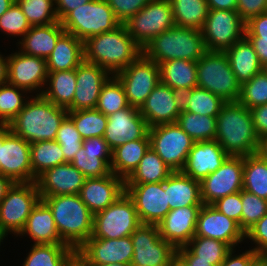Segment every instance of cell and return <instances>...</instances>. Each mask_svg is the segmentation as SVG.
Segmentation results:
<instances>
[{
	"label": "cell",
	"instance_id": "cell-1",
	"mask_svg": "<svg viewBox=\"0 0 267 266\" xmlns=\"http://www.w3.org/2000/svg\"><path fill=\"white\" fill-rule=\"evenodd\" d=\"M216 121L215 140L228 156L245 157L257 153L259 137L247 107L239 101L225 102Z\"/></svg>",
	"mask_w": 267,
	"mask_h": 266
},
{
	"label": "cell",
	"instance_id": "cell-2",
	"mask_svg": "<svg viewBox=\"0 0 267 266\" xmlns=\"http://www.w3.org/2000/svg\"><path fill=\"white\" fill-rule=\"evenodd\" d=\"M84 61L97 64L115 75L133 63L142 48L130 36L124 24L113 31L92 36L83 42Z\"/></svg>",
	"mask_w": 267,
	"mask_h": 266
},
{
	"label": "cell",
	"instance_id": "cell-3",
	"mask_svg": "<svg viewBox=\"0 0 267 266\" xmlns=\"http://www.w3.org/2000/svg\"><path fill=\"white\" fill-rule=\"evenodd\" d=\"M32 96V97H31ZM68 110L48 101L43 95H30L18 115L8 124L9 130L30 144L55 140Z\"/></svg>",
	"mask_w": 267,
	"mask_h": 266
},
{
	"label": "cell",
	"instance_id": "cell-4",
	"mask_svg": "<svg viewBox=\"0 0 267 266\" xmlns=\"http://www.w3.org/2000/svg\"><path fill=\"white\" fill-rule=\"evenodd\" d=\"M40 198L52 210L61 240L77 251L93 234L94 214L79 194Z\"/></svg>",
	"mask_w": 267,
	"mask_h": 266
},
{
	"label": "cell",
	"instance_id": "cell-5",
	"mask_svg": "<svg viewBox=\"0 0 267 266\" xmlns=\"http://www.w3.org/2000/svg\"><path fill=\"white\" fill-rule=\"evenodd\" d=\"M206 51L200 30L174 25L146 44L142 54L159 65L173 59L197 62Z\"/></svg>",
	"mask_w": 267,
	"mask_h": 266
},
{
	"label": "cell",
	"instance_id": "cell-6",
	"mask_svg": "<svg viewBox=\"0 0 267 266\" xmlns=\"http://www.w3.org/2000/svg\"><path fill=\"white\" fill-rule=\"evenodd\" d=\"M197 86L210 91L225 102L238 101L241 85L223 51L207 50L197 61Z\"/></svg>",
	"mask_w": 267,
	"mask_h": 266
},
{
	"label": "cell",
	"instance_id": "cell-7",
	"mask_svg": "<svg viewBox=\"0 0 267 266\" xmlns=\"http://www.w3.org/2000/svg\"><path fill=\"white\" fill-rule=\"evenodd\" d=\"M60 23L67 33L83 42L121 25L106 0H91L68 12Z\"/></svg>",
	"mask_w": 267,
	"mask_h": 266
},
{
	"label": "cell",
	"instance_id": "cell-8",
	"mask_svg": "<svg viewBox=\"0 0 267 266\" xmlns=\"http://www.w3.org/2000/svg\"><path fill=\"white\" fill-rule=\"evenodd\" d=\"M40 199L36 182L12 185L0 203V240L9 233L18 237Z\"/></svg>",
	"mask_w": 267,
	"mask_h": 266
},
{
	"label": "cell",
	"instance_id": "cell-9",
	"mask_svg": "<svg viewBox=\"0 0 267 266\" xmlns=\"http://www.w3.org/2000/svg\"><path fill=\"white\" fill-rule=\"evenodd\" d=\"M141 224L133 200L124 192L105 210L94 214L90 238L119 239L130 236Z\"/></svg>",
	"mask_w": 267,
	"mask_h": 266
},
{
	"label": "cell",
	"instance_id": "cell-10",
	"mask_svg": "<svg viewBox=\"0 0 267 266\" xmlns=\"http://www.w3.org/2000/svg\"><path fill=\"white\" fill-rule=\"evenodd\" d=\"M152 148L172 171H181L195 141L174 123L149 128Z\"/></svg>",
	"mask_w": 267,
	"mask_h": 266
},
{
	"label": "cell",
	"instance_id": "cell-11",
	"mask_svg": "<svg viewBox=\"0 0 267 266\" xmlns=\"http://www.w3.org/2000/svg\"><path fill=\"white\" fill-rule=\"evenodd\" d=\"M124 25L130 36L143 49L153 38L175 25L170 1H150L124 22Z\"/></svg>",
	"mask_w": 267,
	"mask_h": 266
},
{
	"label": "cell",
	"instance_id": "cell-12",
	"mask_svg": "<svg viewBox=\"0 0 267 266\" xmlns=\"http://www.w3.org/2000/svg\"><path fill=\"white\" fill-rule=\"evenodd\" d=\"M246 22L236 10H210L201 29L209 51H225L245 37Z\"/></svg>",
	"mask_w": 267,
	"mask_h": 266
},
{
	"label": "cell",
	"instance_id": "cell-13",
	"mask_svg": "<svg viewBox=\"0 0 267 266\" xmlns=\"http://www.w3.org/2000/svg\"><path fill=\"white\" fill-rule=\"evenodd\" d=\"M114 76L122 84L128 104L140 109L152 90L160 83V68L153 60L141 54Z\"/></svg>",
	"mask_w": 267,
	"mask_h": 266
},
{
	"label": "cell",
	"instance_id": "cell-14",
	"mask_svg": "<svg viewBox=\"0 0 267 266\" xmlns=\"http://www.w3.org/2000/svg\"><path fill=\"white\" fill-rule=\"evenodd\" d=\"M134 255L131 265L169 266L177 249L165 241L156 224H140L130 235Z\"/></svg>",
	"mask_w": 267,
	"mask_h": 266
},
{
	"label": "cell",
	"instance_id": "cell-15",
	"mask_svg": "<svg viewBox=\"0 0 267 266\" xmlns=\"http://www.w3.org/2000/svg\"><path fill=\"white\" fill-rule=\"evenodd\" d=\"M0 173L14 183L36 182L30 161V143L13 134L3 125V141L0 145Z\"/></svg>",
	"mask_w": 267,
	"mask_h": 266
},
{
	"label": "cell",
	"instance_id": "cell-16",
	"mask_svg": "<svg viewBox=\"0 0 267 266\" xmlns=\"http://www.w3.org/2000/svg\"><path fill=\"white\" fill-rule=\"evenodd\" d=\"M244 157L229 156L222 166L200 181L201 198L204 205H212L243 188Z\"/></svg>",
	"mask_w": 267,
	"mask_h": 266
},
{
	"label": "cell",
	"instance_id": "cell-17",
	"mask_svg": "<svg viewBox=\"0 0 267 266\" xmlns=\"http://www.w3.org/2000/svg\"><path fill=\"white\" fill-rule=\"evenodd\" d=\"M47 76L46 59L25 54L20 50L8 55L7 83L10 85L28 93L37 92L35 95H42Z\"/></svg>",
	"mask_w": 267,
	"mask_h": 266
},
{
	"label": "cell",
	"instance_id": "cell-18",
	"mask_svg": "<svg viewBox=\"0 0 267 266\" xmlns=\"http://www.w3.org/2000/svg\"><path fill=\"white\" fill-rule=\"evenodd\" d=\"M125 192L133 200L141 224H158L170 211L164 181L125 184Z\"/></svg>",
	"mask_w": 267,
	"mask_h": 266
},
{
	"label": "cell",
	"instance_id": "cell-19",
	"mask_svg": "<svg viewBox=\"0 0 267 266\" xmlns=\"http://www.w3.org/2000/svg\"><path fill=\"white\" fill-rule=\"evenodd\" d=\"M108 122L103 138L111 150L142 138H149V126L140 110L133 106L107 116Z\"/></svg>",
	"mask_w": 267,
	"mask_h": 266
},
{
	"label": "cell",
	"instance_id": "cell-20",
	"mask_svg": "<svg viewBox=\"0 0 267 266\" xmlns=\"http://www.w3.org/2000/svg\"><path fill=\"white\" fill-rule=\"evenodd\" d=\"M134 255L131 236L119 239L89 238L76 256L85 264H130Z\"/></svg>",
	"mask_w": 267,
	"mask_h": 266
},
{
	"label": "cell",
	"instance_id": "cell-21",
	"mask_svg": "<svg viewBox=\"0 0 267 266\" xmlns=\"http://www.w3.org/2000/svg\"><path fill=\"white\" fill-rule=\"evenodd\" d=\"M195 236L220 240L236 248L245 239V232L213 205L203 204L198 213Z\"/></svg>",
	"mask_w": 267,
	"mask_h": 266
},
{
	"label": "cell",
	"instance_id": "cell-22",
	"mask_svg": "<svg viewBox=\"0 0 267 266\" xmlns=\"http://www.w3.org/2000/svg\"><path fill=\"white\" fill-rule=\"evenodd\" d=\"M111 74L98 66L83 61L76 68V89L68 111L96 109L102 86Z\"/></svg>",
	"mask_w": 267,
	"mask_h": 266
},
{
	"label": "cell",
	"instance_id": "cell-23",
	"mask_svg": "<svg viewBox=\"0 0 267 266\" xmlns=\"http://www.w3.org/2000/svg\"><path fill=\"white\" fill-rule=\"evenodd\" d=\"M201 206L170 210L157 224L160 236L176 249L186 246L195 236L197 217Z\"/></svg>",
	"mask_w": 267,
	"mask_h": 266
},
{
	"label": "cell",
	"instance_id": "cell-24",
	"mask_svg": "<svg viewBox=\"0 0 267 266\" xmlns=\"http://www.w3.org/2000/svg\"><path fill=\"white\" fill-rule=\"evenodd\" d=\"M125 192V180L114 173L86 178L80 191L81 200L96 214L105 210Z\"/></svg>",
	"mask_w": 267,
	"mask_h": 266
},
{
	"label": "cell",
	"instance_id": "cell-25",
	"mask_svg": "<svg viewBox=\"0 0 267 266\" xmlns=\"http://www.w3.org/2000/svg\"><path fill=\"white\" fill-rule=\"evenodd\" d=\"M228 157L216 140L195 142L181 172L201 181L219 169Z\"/></svg>",
	"mask_w": 267,
	"mask_h": 266
},
{
	"label": "cell",
	"instance_id": "cell-26",
	"mask_svg": "<svg viewBox=\"0 0 267 266\" xmlns=\"http://www.w3.org/2000/svg\"><path fill=\"white\" fill-rule=\"evenodd\" d=\"M86 177L71 163H64L46 170L36 184L40 196L80 194Z\"/></svg>",
	"mask_w": 267,
	"mask_h": 266
},
{
	"label": "cell",
	"instance_id": "cell-27",
	"mask_svg": "<svg viewBox=\"0 0 267 266\" xmlns=\"http://www.w3.org/2000/svg\"><path fill=\"white\" fill-rule=\"evenodd\" d=\"M139 110L149 127L174 123L181 113L173 99L172 88L162 82L152 90Z\"/></svg>",
	"mask_w": 267,
	"mask_h": 266
},
{
	"label": "cell",
	"instance_id": "cell-28",
	"mask_svg": "<svg viewBox=\"0 0 267 266\" xmlns=\"http://www.w3.org/2000/svg\"><path fill=\"white\" fill-rule=\"evenodd\" d=\"M27 235L34 241L33 244H65L58 234L52 210L42 199L32 209L18 236Z\"/></svg>",
	"mask_w": 267,
	"mask_h": 266
},
{
	"label": "cell",
	"instance_id": "cell-29",
	"mask_svg": "<svg viewBox=\"0 0 267 266\" xmlns=\"http://www.w3.org/2000/svg\"><path fill=\"white\" fill-rule=\"evenodd\" d=\"M65 32L60 21L47 25L31 26L22 39L17 42L20 47L18 49L25 54L47 59L58 39Z\"/></svg>",
	"mask_w": 267,
	"mask_h": 266
},
{
	"label": "cell",
	"instance_id": "cell-30",
	"mask_svg": "<svg viewBox=\"0 0 267 266\" xmlns=\"http://www.w3.org/2000/svg\"><path fill=\"white\" fill-rule=\"evenodd\" d=\"M164 189L170 210L188 206H202L200 181L190 178L181 171H174L164 180Z\"/></svg>",
	"mask_w": 267,
	"mask_h": 266
},
{
	"label": "cell",
	"instance_id": "cell-31",
	"mask_svg": "<svg viewBox=\"0 0 267 266\" xmlns=\"http://www.w3.org/2000/svg\"><path fill=\"white\" fill-rule=\"evenodd\" d=\"M83 61V41L65 32L46 59L47 72L76 69Z\"/></svg>",
	"mask_w": 267,
	"mask_h": 266
},
{
	"label": "cell",
	"instance_id": "cell-32",
	"mask_svg": "<svg viewBox=\"0 0 267 266\" xmlns=\"http://www.w3.org/2000/svg\"><path fill=\"white\" fill-rule=\"evenodd\" d=\"M224 52L240 85L263 70L253 46L246 37L234 43Z\"/></svg>",
	"mask_w": 267,
	"mask_h": 266
},
{
	"label": "cell",
	"instance_id": "cell-33",
	"mask_svg": "<svg viewBox=\"0 0 267 266\" xmlns=\"http://www.w3.org/2000/svg\"><path fill=\"white\" fill-rule=\"evenodd\" d=\"M150 147V139L128 141L112 150L110 170L126 180L138 167L140 160Z\"/></svg>",
	"mask_w": 267,
	"mask_h": 266
},
{
	"label": "cell",
	"instance_id": "cell-34",
	"mask_svg": "<svg viewBox=\"0 0 267 266\" xmlns=\"http://www.w3.org/2000/svg\"><path fill=\"white\" fill-rule=\"evenodd\" d=\"M46 85L42 95L53 104L67 109L74 98L76 69L48 72Z\"/></svg>",
	"mask_w": 267,
	"mask_h": 266
},
{
	"label": "cell",
	"instance_id": "cell-35",
	"mask_svg": "<svg viewBox=\"0 0 267 266\" xmlns=\"http://www.w3.org/2000/svg\"><path fill=\"white\" fill-rule=\"evenodd\" d=\"M160 82L172 89L197 87V62L173 59L159 64Z\"/></svg>",
	"mask_w": 267,
	"mask_h": 266
},
{
	"label": "cell",
	"instance_id": "cell-36",
	"mask_svg": "<svg viewBox=\"0 0 267 266\" xmlns=\"http://www.w3.org/2000/svg\"><path fill=\"white\" fill-rule=\"evenodd\" d=\"M76 251L66 244H33L23 266H67Z\"/></svg>",
	"mask_w": 267,
	"mask_h": 266
},
{
	"label": "cell",
	"instance_id": "cell-37",
	"mask_svg": "<svg viewBox=\"0 0 267 266\" xmlns=\"http://www.w3.org/2000/svg\"><path fill=\"white\" fill-rule=\"evenodd\" d=\"M173 172L158 154L149 147L138 167L125 180V184L159 183L166 180Z\"/></svg>",
	"mask_w": 267,
	"mask_h": 266
},
{
	"label": "cell",
	"instance_id": "cell-38",
	"mask_svg": "<svg viewBox=\"0 0 267 266\" xmlns=\"http://www.w3.org/2000/svg\"><path fill=\"white\" fill-rule=\"evenodd\" d=\"M174 24L184 28L202 29L208 15L206 0H169Z\"/></svg>",
	"mask_w": 267,
	"mask_h": 266
},
{
	"label": "cell",
	"instance_id": "cell-39",
	"mask_svg": "<svg viewBox=\"0 0 267 266\" xmlns=\"http://www.w3.org/2000/svg\"><path fill=\"white\" fill-rule=\"evenodd\" d=\"M32 174L37 179L46 170L64 164V154L56 140L37 141L30 144Z\"/></svg>",
	"mask_w": 267,
	"mask_h": 266
},
{
	"label": "cell",
	"instance_id": "cell-40",
	"mask_svg": "<svg viewBox=\"0 0 267 266\" xmlns=\"http://www.w3.org/2000/svg\"><path fill=\"white\" fill-rule=\"evenodd\" d=\"M242 189L267 200V161L256 153L244 157Z\"/></svg>",
	"mask_w": 267,
	"mask_h": 266
},
{
	"label": "cell",
	"instance_id": "cell-41",
	"mask_svg": "<svg viewBox=\"0 0 267 266\" xmlns=\"http://www.w3.org/2000/svg\"><path fill=\"white\" fill-rule=\"evenodd\" d=\"M176 123L195 142L210 141L216 138V117L182 111L178 115Z\"/></svg>",
	"mask_w": 267,
	"mask_h": 266
},
{
	"label": "cell",
	"instance_id": "cell-42",
	"mask_svg": "<svg viewBox=\"0 0 267 266\" xmlns=\"http://www.w3.org/2000/svg\"><path fill=\"white\" fill-rule=\"evenodd\" d=\"M185 247L196 256V261L209 262L213 266H219L232 249L223 241L200 236H194Z\"/></svg>",
	"mask_w": 267,
	"mask_h": 266
},
{
	"label": "cell",
	"instance_id": "cell-43",
	"mask_svg": "<svg viewBox=\"0 0 267 266\" xmlns=\"http://www.w3.org/2000/svg\"><path fill=\"white\" fill-rule=\"evenodd\" d=\"M68 117L83 140L104 136L108 118L97 109L68 111Z\"/></svg>",
	"mask_w": 267,
	"mask_h": 266
},
{
	"label": "cell",
	"instance_id": "cell-44",
	"mask_svg": "<svg viewBox=\"0 0 267 266\" xmlns=\"http://www.w3.org/2000/svg\"><path fill=\"white\" fill-rule=\"evenodd\" d=\"M129 106L122 84L114 76L102 86L96 109L105 116L123 110Z\"/></svg>",
	"mask_w": 267,
	"mask_h": 266
},
{
	"label": "cell",
	"instance_id": "cell-45",
	"mask_svg": "<svg viewBox=\"0 0 267 266\" xmlns=\"http://www.w3.org/2000/svg\"><path fill=\"white\" fill-rule=\"evenodd\" d=\"M24 93L28 94L9 83L0 85V125H8L18 115L29 99Z\"/></svg>",
	"mask_w": 267,
	"mask_h": 266
},
{
	"label": "cell",
	"instance_id": "cell-46",
	"mask_svg": "<svg viewBox=\"0 0 267 266\" xmlns=\"http://www.w3.org/2000/svg\"><path fill=\"white\" fill-rule=\"evenodd\" d=\"M31 26L58 22L55 0H15Z\"/></svg>",
	"mask_w": 267,
	"mask_h": 266
},
{
	"label": "cell",
	"instance_id": "cell-47",
	"mask_svg": "<svg viewBox=\"0 0 267 266\" xmlns=\"http://www.w3.org/2000/svg\"><path fill=\"white\" fill-rule=\"evenodd\" d=\"M238 101L249 110L267 104V74L264 70L241 85Z\"/></svg>",
	"mask_w": 267,
	"mask_h": 266
},
{
	"label": "cell",
	"instance_id": "cell-48",
	"mask_svg": "<svg viewBox=\"0 0 267 266\" xmlns=\"http://www.w3.org/2000/svg\"><path fill=\"white\" fill-rule=\"evenodd\" d=\"M224 103L225 101L220 97L197 86L192 90L185 111L199 115L217 117Z\"/></svg>",
	"mask_w": 267,
	"mask_h": 266
},
{
	"label": "cell",
	"instance_id": "cell-49",
	"mask_svg": "<svg viewBox=\"0 0 267 266\" xmlns=\"http://www.w3.org/2000/svg\"><path fill=\"white\" fill-rule=\"evenodd\" d=\"M61 146L64 154V163H71L75 154L82 147L83 139L76 130L73 121L67 116L61 123L55 139Z\"/></svg>",
	"mask_w": 267,
	"mask_h": 266
},
{
	"label": "cell",
	"instance_id": "cell-50",
	"mask_svg": "<svg viewBox=\"0 0 267 266\" xmlns=\"http://www.w3.org/2000/svg\"><path fill=\"white\" fill-rule=\"evenodd\" d=\"M241 229L246 232L267 213V200L241 190Z\"/></svg>",
	"mask_w": 267,
	"mask_h": 266
},
{
	"label": "cell",
	"instance_id": "cell-51",
	"mask_svg": "<svg viewBox=\"0 0 267 266\" xmlns=\"http://www.w3.org/2000/svg\"><path fill=\"white\" fill-rule=\"evenodd\" d=\"M30 28V23L16 1L0 16V31L8 36H20L22 39Z\"/></svg>",
	"mask_w": 267,
	"mask_h": 266
},
{
	"label": "cell",
	"instance_id": "cell-52",
	"mask_svg": "<svg viewBox=\"0 0 267 266\" xmlns=\"http://www.w3.org/2000/svg\"><path fill=\"white\" fill-rule=\"evenodd\" d=\"M71 164L76 167L86 178L103 177L111 173L110 167L97 155H86L84 148L75 154Z\"/></svg>",
	"mask_w": 267,
	"mask_h": 266
},
{
	"label": "cell",
	"instance_id": "cell-53",
	"mask_svg": "<svg viewBox=\"0 0 267 266\" xmlns=\"http://www.w3.org/2000/svg\"><path fill=\"white\" fill-rule=\"evenodd\" d=\"M112 8L115 17L124 24L152 0H106Z\"/></svg>",
	"mask_w": 267,
	"mask_h": 266
},
{
	"label": "cell",
	"instance_id": "cell-54",
	"mask_svg": "<svg viewBox=\"0 0 267 266\" xmlns=\"http://www.w3.org/2000/svg\"><path fill=\"white\" fill-rule=\"evenodd\" d=\"M222 214L236 221L241 228L242 200L241 191L218 199L212 204Z\"/></svg>",
	"mask_w": 267,
	"mask_h": 266
},
{
	"label": "cell",
	"instance_id": "cell-55",
	"mask_svg": "<svg viewBox=\"0 0 267 266\" xmlns=\"http://www.w3.org/2000/svg\"><path fill=\"white\" fill-rule=\"evenodd\" d=\"M247 238L254 242L255 247L252 249L256 253L261 255L267 252V213L245 232V240Z\"/></svg>",
	"mask_w": 267,
	"mask_h": 266
},
{
	"label": "cell",
	"instance_id": "cell-56",
	"mask_svg": "<svg viewBox=\"0 0 267 266\" xmlns=\"http://www.w3.org/2000/svg\"><path fill=\"white\" fill-rule=\"evenodd\" d=\"M245 37L249 42H267V12L246 22Z\"/></svg>",
	"mask_w": 267,
	"mask_h": 266
},
{
	"label": "cell",
	"instance_id": "cell-57",
	"mask_svg": "<svg viewBox=\"0 0 267 266\" xmlns=\"http://www.w3.org/2000/svg\"><path fill=\"white\" fill-rule=\"evenodd\" d=\"M82 147L87 156L97 155L98 158H101L110 167L112 150L103 137L85 139L82 142Z\"/></svg>",
	"mask_w": 267,
	"mask_h": 266
},
{
	"label": "cell",
	"instance_id": "cell-58",
	"mask_svg": "<svg viewBox=\"0 0 267 266\" xmlns=\"http://www.w3.org/2000/svg\"><path fill=\"white\" fill-rule=\"evenodd\" d=\"M236 11L248 22L252 17L267 12V0H237Z\"/></svg>",
	"mask_w": 267,
	"mask_h": 266
},
{
	"label": "cell",
	"instance_id": "cell-59",
	"mask_svg": "<svg viewBox=\"0 0 267 266\" xmlns=\"http://www.w3.org/2000/svg\"><path fill=\"white\" fill-rule=\"evenodd\" d=\"M235 248H232L226 255L225 260L219 266H251L253 261L259 256L253 249L234 255Z\"/></svg>",
	"mask_w": 267,
	"mask_h": 266
},
{
	"label": "cell",
	"instance_id": "cell-60",
	"mask_svg": "<svg viewBox=\"0 0 267 266\" xmlns=\"http://www.w3.org/2000/svg\"><path fill=\"white\" fill-rule=\"evenodd\" d=\"M250 111L257 136L261 138L267 135V104L256 106Z\"/></svg>",
	"mask_w": 267,
	"mask_h": 266
},
{
	"label": "cell",
	"instance_id": "cell-61",
	"mask_svg": "<svg viewBox=\"0 0 267 266\" xmlns=\"http://www.w3.org/2000/svg\"><path fill=\"white\" fill-rule=\"evenodd\" d=\"M91 0H55V9L60 21L68 12Z\"/></svg>",
	"mask_w": 267,
	"mask_h": 266
},
{
	"label": "cell",
	"instance_id": "cell-62",
	"mask_svg": "<svg viewBox=\"0 0 267 266\" xmlns=\"http://www.w3.org/2000/svg\"><path fill=\"white\" fill-rule=\"evenodd\" d=\"M193 89L194 88L184 87L172 89L173 99L175 100L176 107L180 112L185 111V109L187 108L188 100L191 97Z\"/></svg>",
	"mask_w": 267,
	"mask_h": 266
},
{
	"label": "cell",
	"instance_id": "cell-63",
	"mask_svg": "<svg viewBox=\"0 0 267 266\" xmlns=\"http://www.w3.org/2000/svg\"><path fill=\"white\" fill-rule=\"evenodd\" d=\"M177 254L188 266H213L209 262L196 261V256H194L185 246L177 248Z\"/></svg>",
	"mask_w": 267,
	"mask_h": 266
},
{
	"label": "cell",
	"instance_id": "cell-64",
	"mask_svg": "<svg viewBox=\"0 0 267 266\" xmlns=\"http://www.w3.org/2000/svg\"><path fill=\"white\" fill-rule=\"evenodd\" d=\"M210 10H236L237 0H206Z\"/></svg>",
	"mask_w": 267,
	"mask_h": 266
},
{
	"label": "cell",
	"instance_id": "cell-65",
	"mask_svg": "<svg viewBox=\"0 0 267 266\" xmlns=\"http://www.w3.org/2000/svg\"><path fill=\"white\" fill-rule=\"evenodd\" d=\"M262 66L267 64V42H250Z\"/></svg>",
	"mask_w": 267,
	"mask_h": 266
},
{
	"label": "cell",
	"instance_id": "cell-66",
	"mask_svg": "<svg viewBox=\"0 0 267 266\" xmlns=\"http://www.w3.org/2000/svg\"><path fill=\"white\" fill-rule=\"evenodd\" d=\"M8 80V55L3 56L0 52V85L6 84Z\"/></svg>",
	"mask_w": 267,
	"mask_h": 266
},
{
	"label": "cell",
	"instance_id": "cell-67",
	"mask_svg": "<svg viewBox=\"0 0 267 266\" xmlns=\"http://www.w3.org/2000/svg\"><path fill=\"white\" fill-rule=\"evenodd\" d=\"M14 182L0 173V203L6 196L7 191L12 187Z\"/></svg>",
	"mask_w": 267,
	"mask_h": 266
},
{
	"label": "cell",
	"instance_id": "cell-68",
	"mask_svg": "<svg viewBox=\"0 0 267 266\" xmlns=\"http://www.w3.org/2000/svg\"><path fill=\"white\" fill-rule=\"evenodd\" d=\"M263 160L267 161V135L259 138L257 153Z\"/></svg>",
	"mask_w": 267,
	"mask_h": 266
},
{
	"label": "cell",
	"instance_id": "cell-69",
	"mask_svg": "<svg viewBox=\"0 0 267 266\" xmlns=\"http://www.w3.org/2000/svg\"><path fill=\"white\" fill-rule=\"evenodd\" d=\"M15 0H0V16L4 14Z\"/></svg>",
	"mask_w": 267,
	"mask_h": 266
},
{
	"label": "cell",
	"instance_id": "cell-70",
	"mask_svg": "<svg viewBox=\"0 0 267 266\" xmlns=\"http://www.w3.org/2000/svg\"><path fill=\"white\" fill-rule=\"evenodd\" d=\"M169 266H188V265L185 263V261L178 254H176L172 258Z\"/></svg>",
	"mask_w": 267,
	"mask_h": 266
},
{
	"label": "cell",
	"instance_id": "cell-71",
	"mask_svg": "<svg viewBox=\"0 0 267 266\" xmlns=\"http://www.w3.org/2000/svg\"><path fill=\"white\" fill-rule=\"evenodd\" d=\"M67 266H87V265L79 257L75 255Z\"/></svg>",
	"mask_w": 267,
	"mask_h": 266
},
{
	"label": "cell",
	"instance_id": "cell-72",
	"mask_svg": "<svg viewBox=\"0 0 267 266\" xmlns=\"http://www.w3.org/2000/svg\"><path fill=\"white\" fill-rule=\"evenodd\" d=\"M251 266H267V261L259 255L251 264Z\"/></svg>",
	"mask_w": 267,
	"mask_h": 266
},
{
	"label": "cell",
	"instance_id": "cell-73",
	"mask_svg": "<svg viewBox=\"0 0 267 266\" xmlns=\"http://www.w3.org/2000/svg\"><path fill=\"white\" fill-rule=\"evenodd\" d=\"M87 266H131L130 264L112 263V264H86Z\"/></svg>",
	"mask_w": 267,
	"mask_h": 266
},
{
	"label": "cell",
	"instance_id": "cell-74",
	"mask_svg": "<svg viewBox=\"0 0 267 266\" xmlns=\"http://www.w3.org/2000/svg\"><path fill=\"white\" fill-rule=\"evenodd\" d=\"M3 141V125H0V145Z\"/></svg>",
	"mask_w": 267,
	"mask_h": 266
},
{
	"label": "cell",
	"instance_id": "cell-75",
	"mask_svg": "<svg viewBox=\"0 0 267 266\" xmlns=\"http://www.w3.org/2000/svg\"><path fill=\"white\" fill-rule=\"evenodd\" d=\"M261 256L267 261V252L266 253H262Z\"/></svg>",
	"mask_w": 267,
	"mask_h": 266
},
{
	"label": "cell",
	"instance_id": "cell-76",
	"mask_svg": "<svg viewBox=\"0 0 267 266\" xmlns=\"http://www.w3.org/2000/svg\"><path fill=\"white\" fill-rule=\"evenodd\" d=\"M263 70L267 74V64L263 66Z\"/></svg>",
	"mask_w": 267,
	"mask_h": 266
}]
</instances>
